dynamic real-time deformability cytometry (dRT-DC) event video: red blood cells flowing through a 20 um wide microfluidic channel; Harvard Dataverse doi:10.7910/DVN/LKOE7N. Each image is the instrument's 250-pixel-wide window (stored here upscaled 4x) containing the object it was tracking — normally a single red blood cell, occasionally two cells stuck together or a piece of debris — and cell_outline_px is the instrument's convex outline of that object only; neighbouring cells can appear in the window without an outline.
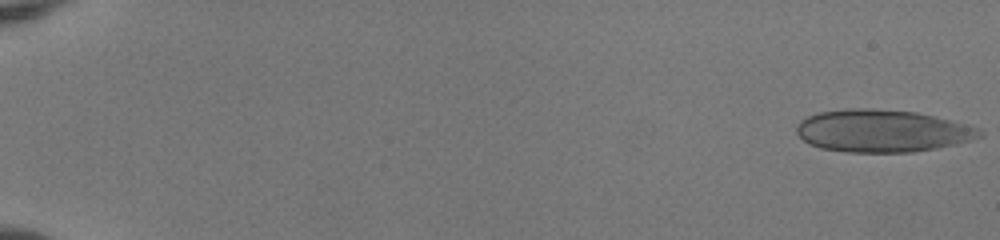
{"species": "human", "species_latin": "Homo sapiens", "temperature_condition": "room temperature", "stored_images_in_passage": 52, "camera_frame_rate_fps": 3000, "um_per_image_px": 0.085, "donor": {"sex": "female"}, "frame": {"image": 1, "passage_image": 1, "time_ms": 0.0, "image_size_px": [1000, 240], "cell_outline_px": [[984, 136], [972, 140], [956, 144], [936, 148], [912, 152], [844, 152], [820, 148], [808, 144], [796, 132], [796, 128], [800, 120], [808, 116], [820, 112], [848, 108], [872, 108], [916, 112], [936, 116], [968, 124], [980, 128], [984, 132]], "centroid_in_image_um": [75.02, 11.12], "position_along_channel_um": 10.0, "area_um2": 45.66}}
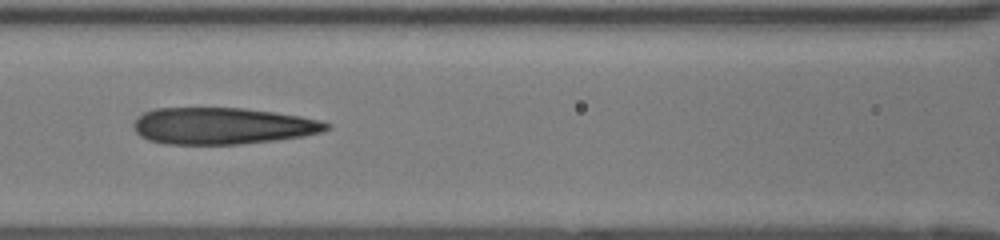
{"frame": {"image": 2, "passage_image": 26, "time_ms": 8.333, "image_size_px": [1000, 240], "cell_outline_px": [[332, 128], [324, 132], [304, 136], [276, 140], [240, 144], [164, 144], [148, 140], [140, 136], [136, 132], [136, 120], [144, 112], [156, 108], [244, 108], [276, 112], [300, 116], [320, 120], [332, 124]], "centroid_in_image_um": [18.99, 10.7], "position_along_channel_um": 147.6, "area_um2": 41.33}}
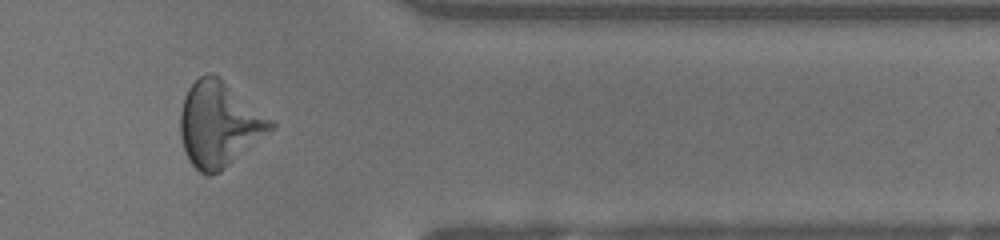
{"frame": {"image": 3, "passage_image": 45, "time_ms": 14.667, "image_size_px": [1000, 240], "cell_outline_px": [[276, 128], [220, 172], [212, 176], [208, 176], [200, 172], [188, 160], [184, 152], [180, 136], [180, 112], [184, 96], [188, 88], [200, 76], [208, 72], [212, 72], [220, 76], [272, 120], [276, 124]], "centroid_in_image_um": [18.62, 10.56], "position_along_channel_um": 392.8, "area_um2": 45.2}, "authors_computed_cell_mechanics": {"area_um2": 43.8991, "velocity_mm_per_s": 4.0229, "shape_relaxation_time_tau1_ms": null, "shape_relaxation_time_tau2_ms": 1.6945, "deformation_change_tau1": null, "deformation_change_tau2": 0.1103}}